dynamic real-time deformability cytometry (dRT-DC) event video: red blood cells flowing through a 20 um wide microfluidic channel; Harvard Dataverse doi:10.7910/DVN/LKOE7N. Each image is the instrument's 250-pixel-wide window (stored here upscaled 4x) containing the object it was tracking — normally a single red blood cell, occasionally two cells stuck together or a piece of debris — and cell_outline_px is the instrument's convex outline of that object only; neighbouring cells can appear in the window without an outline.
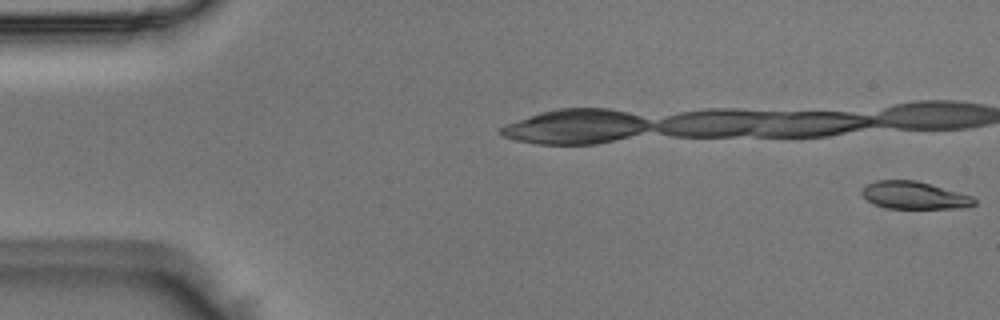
{"species": "Egyptian fruit bat (a non-hibernating species)", "species_latin": "Rousettus aegyptiacus", "temperature_condition": "room temperature", "stored_images_in_passage": 25, "camera_frame_rate_fps": 3000, "um_per_image_px": 0.085, "animal": {"sex": "male"}, "frame": {"image": 1, "passage_image": 1, "time_ms": 0.0, "image_size_px": [1000, 320], "cell_outline_px": [[976, 204], [964, 208], [888, 208], [876, 204], [868, 200], [860, 192], [868, 184], [876, 180], [916, 180], [972, 196], [976, 200]], "centroid_in_image_um": [77.73, 16.6], "position_along_channel_um": 7.3, "area_um2": 17.74}}